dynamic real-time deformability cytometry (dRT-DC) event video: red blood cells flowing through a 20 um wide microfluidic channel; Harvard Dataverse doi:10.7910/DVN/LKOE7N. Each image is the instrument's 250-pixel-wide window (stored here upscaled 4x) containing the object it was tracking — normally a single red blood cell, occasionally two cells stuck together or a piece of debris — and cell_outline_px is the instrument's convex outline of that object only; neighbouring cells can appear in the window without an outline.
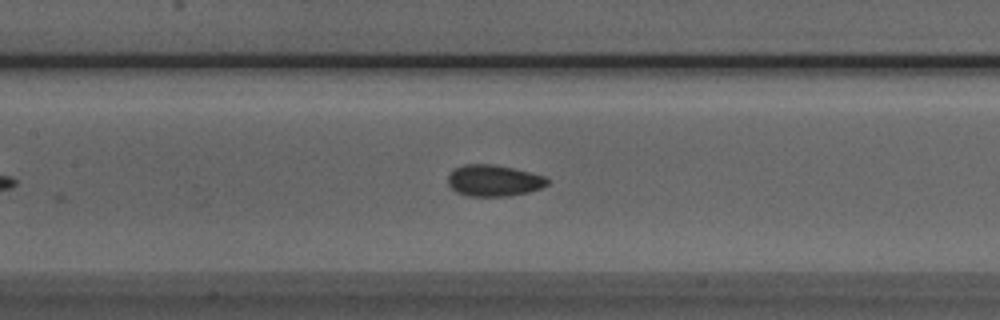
{"species": "Egyptian fruit bat (a non-hibernating species)", "species_latin": "Rousettus aegyptiacus", "temperature_condition": "room temperature", "stored_images_in_passage": 23, "camera_frame_rate_fps": 3000, "um_per_image_px": 0.085, "animal": {"sex": "male"}, "frame": {"image": 1, "passage_image": 16, "time_ms": 5.0, "image_size_px": [1000, 320], "cell_outline_px": [[552, 180], [548, 184], [540, 188], [528, 192], [508, 196], [468, 196], [456, 192], [448, 184], [448, 172], [464, 164], [492, 164], [512, 168], [544, 176]], "centroid_in_image_um": [41.96, 15.35], "position_along_channel_um": 165.4, "area_um2": 18.21}}
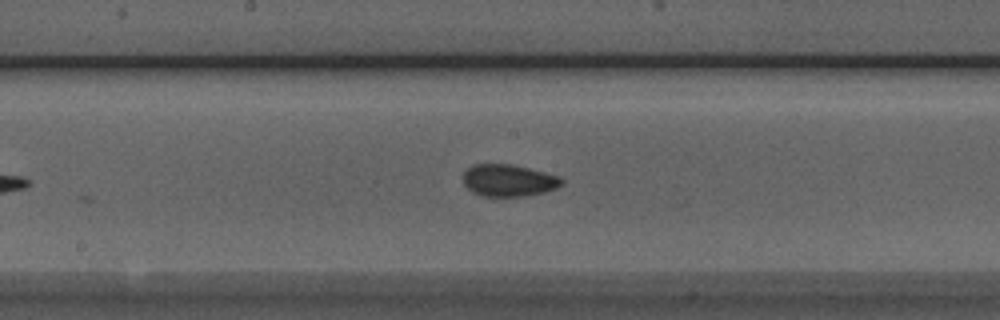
{"frame": {"image": 2, "passage_image": 19, "time_ms": 6.0, "image_size_px": [1000, 320], "cell_outline_px": [[564, 184], [556, 188], [544, 192], [524, 196], [480, 196], [472, 192], [464, 184], [464, 172], [472, 164], [508, 164], [528, 168], [560, 176], [564, 180]], "centroid_in_image_um": [43.24, 15.34], "position_along_channel_um": 205.0, "area_um2": 18.38}}